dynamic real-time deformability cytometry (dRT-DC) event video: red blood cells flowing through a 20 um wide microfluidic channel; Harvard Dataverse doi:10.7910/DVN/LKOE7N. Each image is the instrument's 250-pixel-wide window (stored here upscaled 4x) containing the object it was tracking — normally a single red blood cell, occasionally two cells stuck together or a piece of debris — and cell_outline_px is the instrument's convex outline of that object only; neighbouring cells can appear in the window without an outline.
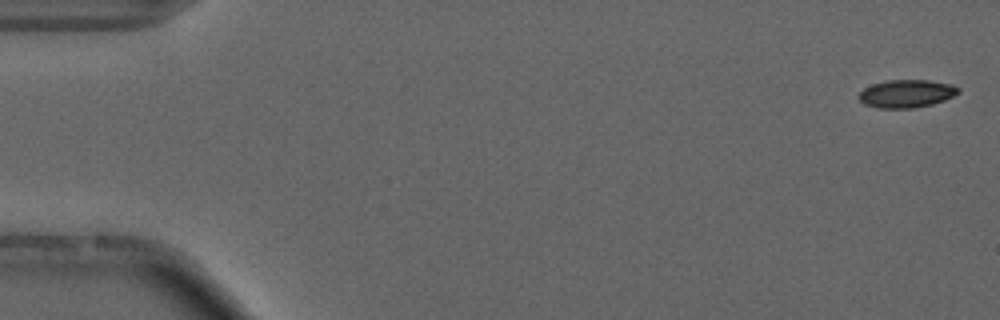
{"species": "common noctule bat (a hibernating species)", "species_latin": "Nyctalus noctula", "temperature_condition": "cold", "stored_images_in_passage": 54, "camera_frame_rate_fps": 3000, "um_per_image_px": 0.085, "animal": {"sex": "male", "forearm_length_mm": 52.5}, "frame": {"image": 1, "passage_image": 1, "time_ms": 0.0, "image_size_px": [1000, 320], "cell_outline_px": [[960, 92], [944, 100], [932, 104], [912, 108], [880, 108], [864, 104], [860, 100], [860, 92], [864, 88], [872, 84], [888, 80], [928, 80], [952, 84], [960, 88]], "centroid_in_image_um": [77.07, 7.95], "position_along_channel_um": 7.9, "area_um2": 16.07}}
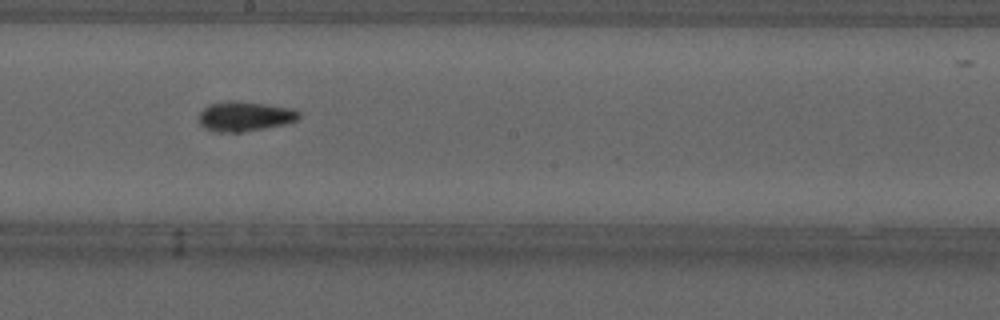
{"frame": {"image": 2, "passage_image": 30, "time_ms": 9.667, "image_size_px": [1000, 320], "cell_outline_px": [[300, 116], [296, 120], [284, 124], [264, 128], [240, 132], [216, 132], [204, 128], [200, 124], [200, 112], [208, 104], [236, 100], [292, 108], [300, 112]], "centroid_in_image_um": [20.79, 9.89], "position_along_channel_um": 227.4, "area_um2": 17.22}}